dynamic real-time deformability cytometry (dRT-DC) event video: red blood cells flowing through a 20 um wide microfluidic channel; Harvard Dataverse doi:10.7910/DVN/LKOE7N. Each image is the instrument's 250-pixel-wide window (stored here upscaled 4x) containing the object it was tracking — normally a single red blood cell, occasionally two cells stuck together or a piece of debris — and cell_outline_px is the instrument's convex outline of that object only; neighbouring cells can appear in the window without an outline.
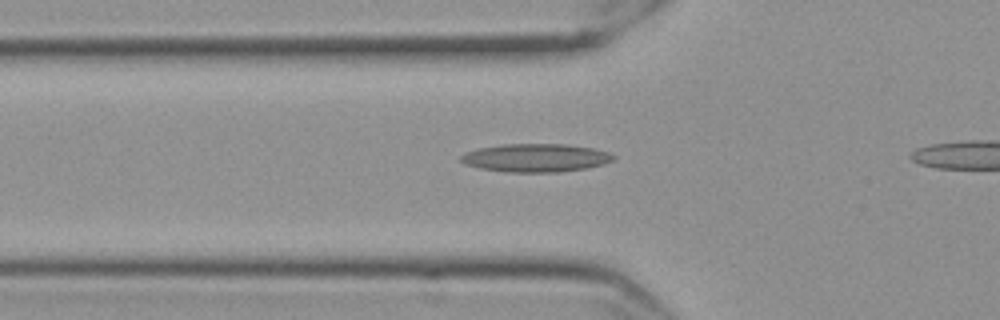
{"species": "Egyptian fruit bat (a non-hibernating species)", "species_latin": "Rousettus aegyptiacus", "temperature_condition": "cold", "stored_images_in_passage": 38, "camera_frame_rate_fps": 3000, "um_per_image_px": 0.085, "frame": {"image": 1, "passage_image": 8, "time_ms": 2.333, "image_size_px": [1000, 320], "cell_outline_px": [[616, 156], [612, 160], [604, 164], [584, 168], [560, 172], [508, 172], [480, 168], [464, 164], [460, 160], [460, 156], [468, 152], [480, 148], [504, 144], [564, 144], [592, 148], [608, 152]], "centroid_in_image_um": [45.54, 13.42], "position_along_channel_um": 80.3, "area_um2": 24.85}}
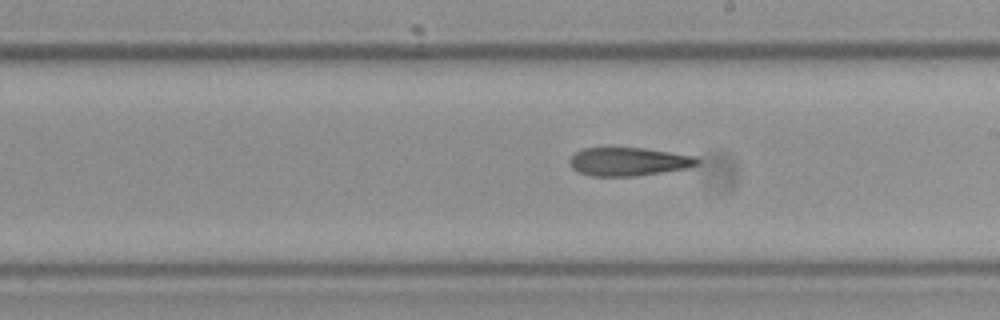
{"frame": {"image": 2, "passage_image": 21, "time_ms": 6.667, "image_size_px": [1000, 320], "cell_outline_px": [[700, 164], [688, 168], [636, 176], [592, 176], [580, 172], [572, 168], [568, 164], [568, 160], [576, 152], [584, 148], [644, 148], [696, 156], [700, 160]], "centroid_in_image_um": [53.45, 13.74], "position_along_channel_um": 235.6, "area_um2": 21.15}}
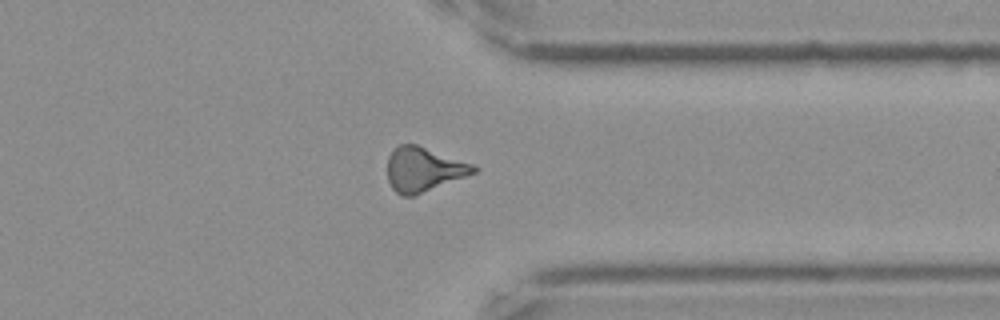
{"frame": {"image": 3, "passage_image": 33, "time_ms": 10.667, "image_size_px": [1000, 320], "cell_outline_px": [[480, 168], [476, 172], [416, 196], [400, 196], [392, 188], [388, 180], [388, 156], [400, 144], [416, 144], [476, 164]], "centroid_in_image_um": [36.04, 14.41], "position_along_channel_um": 375.4, "area_um2": 22.54}}